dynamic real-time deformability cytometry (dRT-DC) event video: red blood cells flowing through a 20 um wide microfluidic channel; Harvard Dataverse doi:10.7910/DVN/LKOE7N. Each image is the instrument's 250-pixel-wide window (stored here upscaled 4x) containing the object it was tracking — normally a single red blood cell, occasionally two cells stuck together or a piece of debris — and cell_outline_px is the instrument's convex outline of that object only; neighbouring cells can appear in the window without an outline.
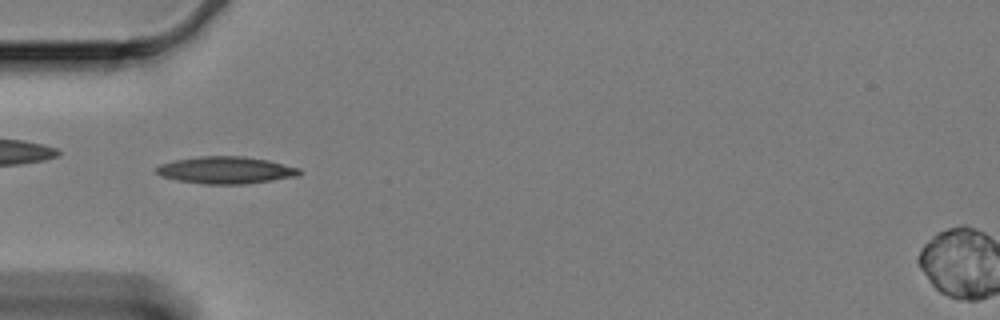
{"species": "Egyptian fruit bat (a non-hibernating species)", "species_latin": "Rousettus aegyptiacus", "temperature_condition": "cold", "stored_images_in_passage": 10, "camera_frame_rate_fps": 3000, "um_per_image_px": 0.085, "animal": {"sex": "female"}, "frame": {"image": 1, "passage_image": 5, "time_ms": 1.333, "image_size_px": [1000, 320], "cell_outline_px": [[304, 172], [300, 176], [244, 184], [204, 184], [176, 180], [160, 176], [156, 172], [156, 168], [160, 164], [176, 160], [200, 156], [244, 156], [268, 160], [300, 168]], "centroid_in_image_um": [19.23, 14.46], "position_along_channel_um": 65.8, "area_um2": 22.72}}
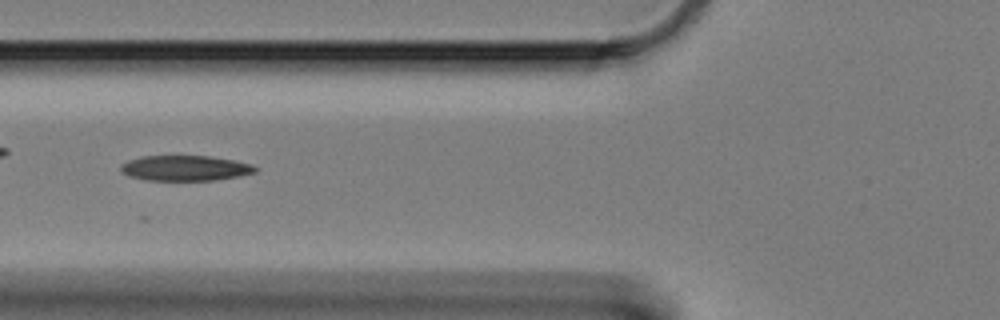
{"frame": {"image": 2, "passage_image": 9, "time_ms": 2.667, "image_size_px": [1000, 320], "cell_outline_px": [[256, 172], [240, 176], [212, 180], [144, 180], [128, 176], [120, 172], [120, 164], [128, 160], [140, 156], [208, 156], [232, 160], [252, 164], [256, 168]], "centroid_in_image_um": [15.67, 14.29], "position_along_channel_um": 110.1, "area_um2": 19.88}}